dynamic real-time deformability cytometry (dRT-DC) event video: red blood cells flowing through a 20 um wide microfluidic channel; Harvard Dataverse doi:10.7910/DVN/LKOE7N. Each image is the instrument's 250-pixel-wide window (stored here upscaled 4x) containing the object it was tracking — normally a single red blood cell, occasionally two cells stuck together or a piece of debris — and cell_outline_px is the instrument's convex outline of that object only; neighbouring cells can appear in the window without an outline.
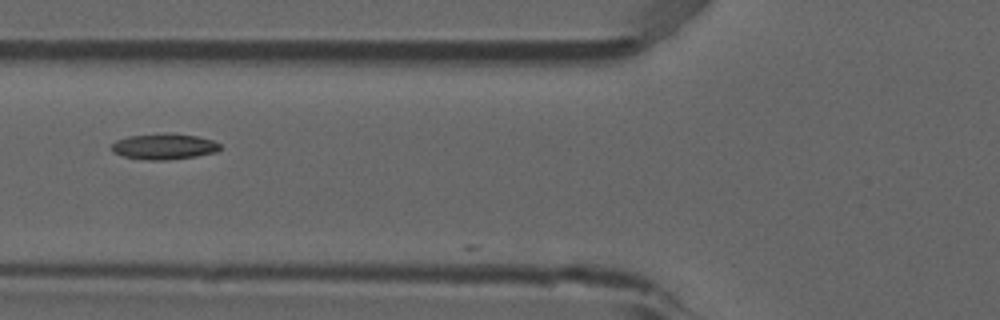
{"species": "common noctule bat (a hibernating species)", "species_latin": "Nyctalus noctula", "temperature_condition": "room temperature", "stored_images_in_passage": 11, "camera_frame_rate_fps": 3000, "um_per_image_px": 0.085, "animal": {"sex": "male", "forearm_length_mm": 52.5}, "frame": {"image": 1, "passage_image": 10, "time_ms": 3.0, "image_size_px": [1000, 320], "cell_outline_px": [[220, 148], [216, 152], [196, 156], [168, 160], [148, 160], [124, 156], [112, 152], [112, 144], [116, 140], [128, 136], [164, 132], [196, 136], [212, 140], [220, 144]], "centroid_in_image_um": [13.93, 12.44], "position_along_channel_um": 111.9, "area_um2": 16.36}}